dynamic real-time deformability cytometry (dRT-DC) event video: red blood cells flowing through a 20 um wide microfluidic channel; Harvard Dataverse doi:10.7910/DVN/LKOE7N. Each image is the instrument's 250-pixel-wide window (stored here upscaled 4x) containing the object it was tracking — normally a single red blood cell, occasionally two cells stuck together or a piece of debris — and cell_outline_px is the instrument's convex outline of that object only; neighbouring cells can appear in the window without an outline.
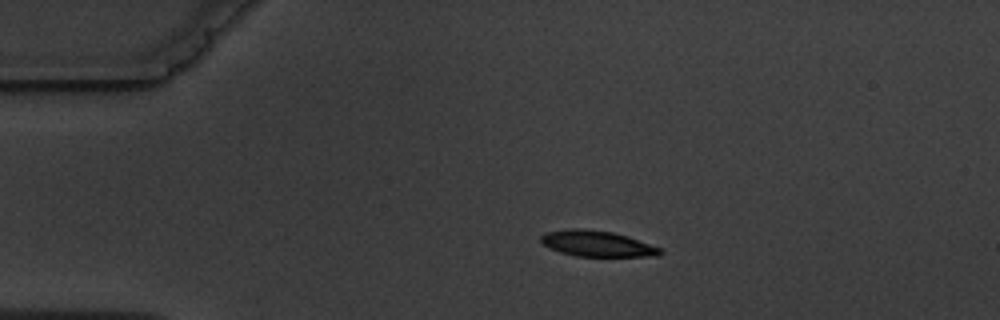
{"species": "common noctule bat (a hibernating species)", "species_latin": "Nyctalus noctula", "temperature_condition": "warm", "stored_images_in_passage": 9, "camera_frame_rate_fps": 3000, "um_per_image_px": 0.085, "animal": {"sex": "male", "body_mass_g": 19.5, "forearm_length_mm": 54.6}, "frame": {"image": 1, "passage_image": 2, "time_ms": 1.333, "image_size_px": [1000, 320], "cell_outline_px": [[664, 252], [660, 256], [576, 256], [560, 252], [544, 244], [540, 240], [540, 236], [544, 232], [572, 228], [580, 228], [612, 232], [628, 236], [660, 248]], "centroid_in_image_um": [50.75, 20.7], "position_along_channel_um": 34.2, "area_um2": 17.86}}
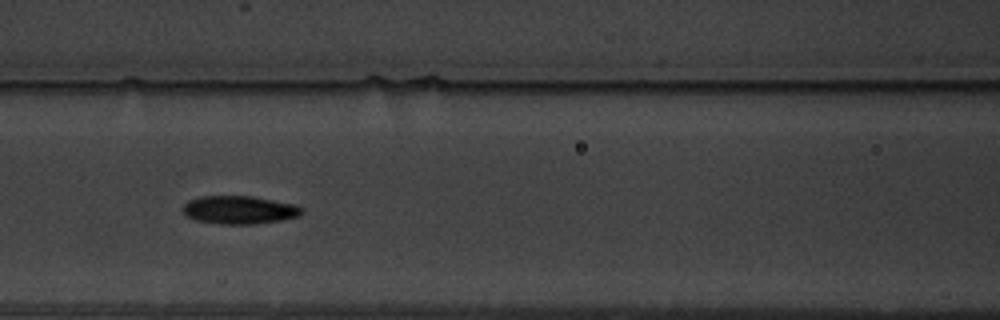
{"frame": {"image": 2, "passage_image": 6, "time_ms": 5.667, "image_size_px": [1000, 320], "cell_outline_px": [[304, 212], [300, 216], [280, 220], [256, 224], [220, 224], [196, 220], [188, 216], [184, 212], [184, 204], [188, 200], [200, 196], [252, 196], [296, 204], [304, 208]], "centroid_in_image_um": [20.4, 17.83], "position_along_channel_um": 146.2, "area_um2": 19.59}}